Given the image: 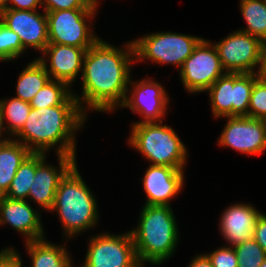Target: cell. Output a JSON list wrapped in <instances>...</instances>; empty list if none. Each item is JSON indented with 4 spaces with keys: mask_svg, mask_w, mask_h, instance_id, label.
<instances>
[{
    "mask_svg": "<svg viewBox=\"0 0 266 267\" xmlns=\"http://www.w3.org/2000/svg\"><path fill=\"white\" fill-rule=\"evenodd\" d=\"M261 76L264 78L266 81V69H261Z\"/></svg>",
    "mask_w": 266,
    "mask_h": 267,
    "instance_id": "41",
    "label": "cell"
},
{
    "mask_svg": "<svg viewBox=\"0 0 266 267\" xmlns=\"http://www.w3.org/2000/svg\"><path fill=\"white\" fill-rule=\"evenodd\" d=\"M43 8L41 0H6L5 9L36 11Z\"/></svg>",
    "mask_w": 266,
    "mask_h": 267,
    "instance_id": "32",
    "label": "cell"
},
{
    "mask_svg": "<svg viewBox=\"0 0 266 267\" xmlns=\"http://www.w3.org/2000/svg\"><path fill=\"white\" fill-rule=\"evenodd\" d=\"M218 137L217 146L229 147L242 154L258 156L266 150V125L264 119L248 116H231Z\"/></svg>",
    "mask_w": 266,
    "mask_h": 267,
    "instance_id": "13",
    "label": "cell"
},
{
    "mask_svg": "<svg viewBox=\"0 0 266 267\" xmlns=\"http://www.w3.org/2000/svg\"><path fill=\"white\" fill-rule=\"evenodd\" d=\"M188 267H213L208 257L203 253L196 254L188 264Z\"/></svg>",
    "mask_w": 266,
    "mask_h": 267,
    "instance_id": "35",
    "label": "cell"
},
{
    "mask_svg": "<svg viewBox=\"0 0 266 267\" xmlns=\"http://www.w3.org/2000/svg\"><path fill=\"white\" fill-rule=\"evenodd\" d=\"M238 260V267H259L266 258V252L252 238L233 247Z\"/></svg>",
    "mask_w": 266,
    "mask_h": 267,
    "instance_id": "28",
    "label": "cell"
},
{
    "mask_svg": "<svg viewBox=\"0 0 266 267\" xmlns=\"http://www.w3.org/2000/svg\"><path fill=\"white\" fill-rule=\"evenodd\" d=\"M87 243L81 267H136L139 264L130 230L121 234H92Z\"/></svg>",
    "mask_w": 266,
    "mask_h": 267,
    "instance_id": "9",
    "label": "cell"
},
{
    "mask_svg": "<svg viewBox=\"0 0 266 267\" xmlns=\"http://www.w3.org/2000/svg\"><path fill=\"white\" fill-rule=\"evenodd\" d=\"M25 52L17 33L11 31L0 21V60L3 62L14 61Z\"/></svg>",
    "mask_w": 266,
    "mask_h": 267,
    "instance_id": "27",
    "label": "cell"
},
{
    "mask_svg": "<svg viewBox=\"0 0 266 267\" xmlns=\"http://www.w3.org/2000/svg\"><path fill=\"white\" fill-rule=\"evenodd\" d=\"M43 64L37 59L29 62L19 73L16 82V98L30 103L36 93L50 81Z\"/></svg>",
    "mask_w": 266,
    "mask_h": 267,
    "instance_id": "22",
    "label": "cell"
},
{
    "mask_svg": "<svg viewBox=\"0 0 266 267\" xmlns=\"http://www.w3.org/2000/svg\"><path fill=\"white\" fill-rule=\"evenodd\" d=\"M128 145L141 153L151 165L185 169L188 150L176 131L162 122L131 124Z\"/></svg>",
    "mask_w": 266,
    "mask_h": 267,
    "instance_id": "5",
    "label": "cell"
},
{
    "mask_svg": "<svg viewBox=\"0 0 266 267\" xmlns=\"http://www.w3.org/2000/svg\"><path fill=\"white\" fill-rule=\"evenodd\" d=\"M0 267H19V257L12 250L0 253Z\"/></svg>",
    "mask_w": 266,
    "mask_h": 267,
    "instance_id": "34",
    "label": "cell"
},
{
    "mask_svg": "<svg viewBox=\"0 0 266 267\" xmlns=\"http://www.w3.org/2000/svg\"><path fill=\"white\" fill-rule=\"evenodd\" d=\"M213 44L226 73L261 74L262 41L257 37L237 29Z\"/></svg>",
    "mask_w": 266,
    "mask_h": 267,
    "instance_id": "11",
    "label": "cell"
},
{
    "mask_svg": "<svg viewBox=\"0 0 266 267\" xmlns=\"http://www.w3.org/2000/svg\"><path fill=\"white\" fill-rule=\"evenodd\" d=\"M185 91L190 94L204 93L226 72L212 41L203 38L179 69Z\"/></svg>",
    "mask_w": 266,
    "mask_h": 267,
    "instance_id": "10",
    "label": "cell"
},
{
    "mask_svg": "<svg viewBox=\"0 0 266 267\" xmlns=\"http://www.w3.org/2000/svg\"><path fill=\"white\" fill-rule=\"evenodd\" d=\"M136 267H145V265L139 263Z\"/></svg>",
    "mask_w": 266,
    "mask_h": 267,
    "instance_id": "43",
    "label": "cell"
},
{
    "mask_svg": "<svg viewBox=\"0 0 266 267\" xmlns=\"http://www.w3.org/2000/svg\"><path fill=\"white\" fill-rule=\"evenodd\" d=\"M49 212L57 213L66 242L99 223L98 202L79 173L77 163L61 179Z\"/></svg>",
    "mask_w": 266,
    "mask_h": 267,
    "instance_id": "4",
    "label": "cell"
},
{
    "mask_svg": "<svg viewBox=\"0 0 266 267\" xmlns=\"http://www.w3.org/2000/svg\"><path fill=\"white\" fill-rule=\"evenodd\" d=\"M261 69H266V39L262 41V61Z\"/></svg>",
    "mask_w": 266,
    "mask_h": 267,
    "instance_id": "37",
    "label": "cell"
},
{
    "mask_svg": "<svg viewBox=\"0 0 266 267\" xmlns=\"http://www.w3.org/2000/svg\"><path fill=\"white\" fill-rule=\"evenodd\" d=\"M31 153L24 144L12 138L0 145V196L7 193L16 171Z\"/></svg>",
    "mask_w": 266,
    "mask_h": 267,
    "instance_id": "21",
    "label": "cell"
},
{
    "mask_svg": "<svg viewBox=\"0 0 266 267\" xmlns=\"http://www.w3.org/2000/svg\"><path fill=\"white\" fill-rule=\"evenodd\" d=\"M30 111L31 106L28 102L16 97L1 98V119L3 121L4 129L9 137L13 138L22 129Z\"/></svg>",
    "mask_w": 266,
    "mask_h": 267,
    "instance_id": "24",
    "label": "cell"
},
{
    "mask_svg": "<svg viewBox=\"0 0 266 267\" xmlns=\"http://www.w3.org/2000/svg\"><path fill=\"white\" fill-rule=\"evenodd\" d=\"M259 73H225L207 90L214 119L248 116L251 92Z\"/></svg>",
    "mask_w": 266,
    "mask_h": 267,
    "instance_id": "7",
    "label": "cell"
},
{
    "mask_svg": "<svg viewBox=\"0 0 266 267\" xmlns=\"http://www.w3.org/2000/svg\"><path fill=\"white\" fill-rule=\"evenodd\" d=\"M38 10H0V21L17 33L23 48H33L41 53L49 44L48 20L46 12Z\"/></svg>",
    "mask_w": 266,
    "mask_h": 267,
    "instance_id": "15",
    "label": "cell"
},
{
    "mask_svg": "<svg viewBox=\"0 0 266 267\" xmlns=\"http://www.w3.org/2000/svg\"><path fill=\"white\" fill-rule=\"evenodd\" d=\"M87 50L75 46L48 44L40 53L42 56L36 59L43 64L51 79L62 81L72 89L79 74L82 75Z\"/></svg>",
    "mask_w": 266,
    "mask_h": 267,
    "instance_id": "17",
    "label": "cell"
},
{
    "mask_svg": "<svg viewBox=\"0 0 266 267\" xmlns=\"http://www.w3.org/2000/svg\"><path fill=\"white\" fill-rule=\"evenodd\" d=\"M140 211L137 226L130 230L138 261L159 266L176 252L178 221L171 206L143 205Z\"/></svg>",
    "mask_w": 266,
    "mask_h": 267,
    "instance_id": "3",
    "label": "cell"
},
{
    "mask_svg": "<svg viewBox=\"0 0 266 267\" xmlns=\"http://www.w3.org/2000/svg\"><path fill=\"white\" fill-rule=\"evenodd\" d=\"M36 173V153H31L19 166L11 185L4 195L11 199L28 200L31 184Z\"/></svg>",
    "mask_w": 266,
    "mask_h": 267,
    "instance_id": "26",
    "label": "cell"
},
{
    "mask_svg": "<svg viewBox=\"0 0 266 267\" xmlns=\"http://www.w3.org/2000/svg\"><path fill=\"white\" fill-rule=\"evenodd\" d=\"M31 108L40 109L57 105H78L77 99L66 83L50 79L30 101Z\"/></svg>",
    "mask_w": 266,
    "mask_h": 267,
    "instance_id": "23",
    "label": "cell"
},
{
    "mask_svg": "<svg viewBox=\"0 0 266 267\" xmlns=\"http://www.w3.org/2000/svg\"><path fill=\"white\" fill-rule=\"evenodd\" d=\"M129 85L125 100L119 108H128L142 118V121H134L132 124L162 122L171 102L164 86L150 77L137 81L131 78Z\"/></svg>",
    "mask_w": 266,
    "mask_h": 267,
    "instance_id": "12",
    "label": "cell"
},
{
    "mask_svg": "<svg viewBox=\"0 0 266 267\" xmlns=\"http://www.w3.org/2000/svg\"><path fill=\"white\" fill-rule=\"evenodd\" d=\"M87 4L91 7V8H94V9H97L99 8V0H86Z\"/></svg>",
    "mask_w": 266,
    "mask_h": 267,
    "instance_id": "39",
    "label": "cell"
},
{
    "mask_svg": "<svg viewBox=\"0 0 266 267\" xmlns=\"http://www.w3.org/2000/svg\"><path fill=\"white\" fill-rule=\"evenodd\" d=\"M48 20L49 44L88 49L99 39L91 26L97 9L45 11ZM89 19V20H88Z\"/></svg>",
    "mask_w": 266,
    "mask_h": 267,
    "instance_id": "8",
    "label": "cell"
},
{
    "mask_svg": "<svg viewBox=\"0 0 266 267\" xmlns=\"http://www.w3.org/2000/svg\"><path fill=\"white\" fill-rule=\"evenodd\" d=\"M259 267H266V258H265L264 262Z\"/></svg>",
    "mask_w": 266,
    "mask_h": 267,
    "instance_id": "42",
    "label": "cell"
},
{
    "mask_svg": "<svg viewBox=\"0 0 266 267\" xmlns=\"http://www.w3.org/2000/svg\"><path fill=\"white\" fill-rule=\"evenodd\" d=\"M142 180L144 205L171 206V200L183 190L185 169L165 165H148Z\"/></svg>",
    "mask_w": 266,
    "mask_h": 267,
    "instance_id": "16",
    "label": "cell"
},
{
    "mask_svg": "<svg viewBox=\"0 0 266 267\" xmlns=\"http://www.w3.org/2000/svg\"><path fill=\"white\" fill-rule=\"evenodd\" d=\"M3 250H12L18 257H19V267H24L22 264V257H21V254L18 252L17 249H14V247H4L2 248Z\"/></svg>",
    "mask_w": 266,
    "mask_h": 267,
    "instance_id": "38",
    "label": "cell"
},
{
    "mask_svg": "<svg viewBox=\"0 0 266 267\" xmlns=\"http://www.w3.org/2000/svg\"><path fill=\"white\" fill-rule=\"evenodd\" d=\"M133 41L124 47L114 46L101 38L85 53L80 80L81 95L74 93L81 111L111 113L123 104L135 63Z\"/></svg>",
    "mask_w": 266,
    "mask_h": 267,
    "instance_id": "1",
    "label": "cell"
},
{
    "mask_svg": "<svg viewBox=\"0 0 266 267\" xmlns=\"http://www.w3.org/2000/svg\"><path fill=\"white\" fill-rule=\"evenodd\" d=\"M43 11H60L69 9H94L86 0H41Z\"/></svg>",
    "mask_w": 266,
    "mask_h": 267,
    "instance_id": "31",
    "label": "cell"
},
{
    "mask_svg": "<svg viewBox=\"0 0 266 267\" xmlns=\"http://www.w3.org/2000/svg\"><path fill=\"white\" fill-rule=\"evenodd\" d=\"M56 157L58 166L55 167L46 161L47 154L36 153V173L28 195L29 202L34 201V204L46 212L53 207L61 179L77 163V156L57 155Z\"/></svg>",
    "mask_w": 266,
    "mask_h": 267,
    "instance_id": "14",
    "label": "cell"
},
{
    "mask_svg": "<svg viewBox=\"0 0 266 267\" xmlns=\"http://www.w3.org/2000/svg\"><path fill=\"white\" fill-rule=\"evenodd\" d=\"M87 116L79 105H57L31 108L22 129L13 137L32 153L55 149L56 155L76 156V135L86 123Z\"/></svg>",
    "mask_w": 266,
    "mask_h": 267,
    "instance_id": "2",
    "label": "cell"
},
{
    "mask_svg": "<svg viewBox=\"0 0 266 267\" xmlns=\"http://www.w3.org/2000/svg\"><path fill=\"white\" fill-rule=\"evenodd\" d=\"M9 136L3 126V121L1 119V114H0V145L6 143L11 137H7Z\"/></svg>",
    "mask_w": 266,
    "mask_h": 267,
    "instance_id": "36",
    "label": "cell"
},
{
    "mask_svg": "<svg viewBox=\"0 0 266 267\" xmlns=\"http://www.w3.org/2000/svg\"><path fill=\"white\" fill-rule=\"evenodd\" d=\"M253 239L263 248L266 252V214L261 213L257 218Z\"/></svg>",
    "mask_w": 266,
    "mask_h": 267,
    "instance_id": "33",
    "label": "cell"
},
{
    "mask_svg": "<svg viewBox=\"0 0 266 267\" xmlns=\"http://www.w3.org/2000/svg\"><path fill=\"white\" fill-rule=\"evenodd\" d=\"M28 200L0 196V226H11L25 237L24 241L46 238L39 209Z\"/></svg>",
    "mask_w": 266,
    "mask_h": 267,
    "instance_id": "18",
    "label": "cell"
},
{
    "mask_svg": "<svg viewBox=\"0 0 266 267\" xmlns=\"http://www.w3.org/2000/svg\"><path fill=\"white\" fill-rule=\"evenodd\" d=\"M202 39V37L170 31L146 34L132 40L135 62L148 60L156 65H175L178 70Z\"/></svg>",
    "mask_w": 266,
    "mask_h": 267,
    "instance_id": "6",
    "label": "cell"
},
{
    "mask_svg": "<svg viewBox=\"0 0 266 267\" xmlns=\"http://www.w3.org/2000/svg\"><path fill=\"white\" fill-rule=\"evenodd\" d=\"M240 12L246 28L239 29L261 41L266 39V2L265 0H240Z\"/></svg>",
    "mask_w": 266,
    "mask_h": 267,
    "instance_id": "25",
    "label": "cell"
},
{
    "mask_svg": "<svg viewBox=\"0 0 266 267\" xmlns=\"http://www.w3.org/2000/svg\"><path fill=\"white\" fill-rule=\"evenodd\" d=\"M46 238L26 241L25 247L30 256V267H74L71 254L65 244H54Z\"/></svg>",
    "mask_w": 266,
    "mask_h": 267,
    "instance_id": "20",
    "label": "cell"
},
{
    "mask_svg": "<svg viewBox=\"0 0 266 267\" xmlns=\"http://www.w3.org/2000/svg\"><path fill=\"white\" fill-rule=\"evenodd\" d=\"M262 212L250 203L230 204L223 210L219 219L220 235L228 242L227 246H236L253 238L257 218Z\"/></svg>",
    "mask_w": 266,
    "mask_h": 267,
    "instance_id": "19",
    "label": "cell"
},
{
    "mask_svg": "<svg viewBox=\"0 0 266 267\" xmlns=\"http://www.w3.org/2000/svg\"><path fill=\"white\" fill-rule=\"evenodd\" d=\"M5 1L6 0H0V10L5 9Z\"/></svg>",
    "mask_w": 266,
    "mask_h": 267,
    "instance_id": "40",
    "label": "cell"
},
{
    "mask_svg": "<svg viewBox=\"0 0 266 267\" xmlns=\"http://www.w3.org/2000/svg\"><path fill=\"white\" fill-rule=\"evenodd\" d=\"M204 254L213 267H238L236 252L232 246H219L218 249Z\"/></svg>",
    "mask_w": 266,
    "mask_h": 267,
    "instance_id": "30",
    "label": "cell"
},
{
    "mask_svg": "<svg viewBox=\"0 0 266 267\" xmlns=\"http://www.w3.org/2000/svg\"><path fill=\"white\" fill-rule=\"evenodd\" d=\"M248 117L264 119L266 117V81L261 76L251 92Z\"/></svg>",
    "mask_w": 266,
    "mask_h": 267,
    "instance_id": "29",
    "label": "cell"
}]
</instances>
